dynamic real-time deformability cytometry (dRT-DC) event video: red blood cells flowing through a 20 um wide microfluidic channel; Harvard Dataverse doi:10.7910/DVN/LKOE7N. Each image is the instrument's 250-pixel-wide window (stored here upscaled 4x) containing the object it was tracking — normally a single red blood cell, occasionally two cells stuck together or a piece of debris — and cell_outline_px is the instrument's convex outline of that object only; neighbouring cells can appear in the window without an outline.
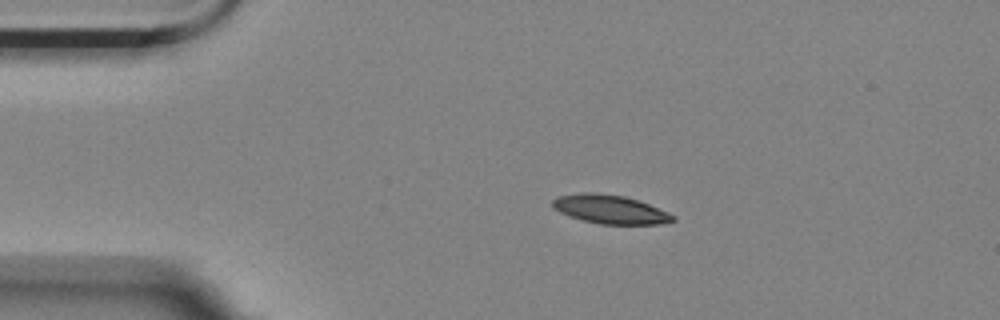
{"species": "Egyptian fruit bat (a non-hibernating species)", "species_latin": "Rousettus aegyptiacus", "temperature_condition": "room temperature", "stored_images_in_passage": 10, "camera_frame_rate_fps": 3000, "um_per_image_px": 0.085, "animal": {"sex": "female"}, "frame": {"image": 1, "passage_image": 2, "time_ms": 0.333, "image_size_px": [1000, 320], "cell_outline_px": [[676, 220], [664, 224], [600, 224], [584, 220], [560, 212], [552, 208], [552, 200], [556, 196], [580, 192], [592, 192], [624, 196], [640, 200], [668, 212], [676, 216]], "centroid_in_image_um": [51.88, 17.78], "position_along_channel_um": 33.1, "area_um2": 20.29}}
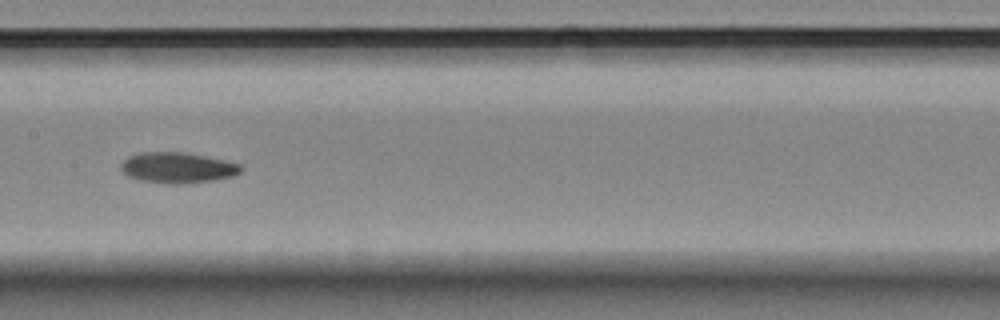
{"frame": {"image": 2, "passage_image": 7, "time_ms": 2.0, "image_size_px": [1000, 320], "cell_outline_px": [[244, 168], [240, 172], [232, 176], [212, 180], [184, 184], [168, 184], [144, 180], [128, 176], [120, 168], [120, 164], [128, 156], [140, 152], [184, 152], [224, 160], [240, 164]], "centroid_in_image_um": [15.09, 14.25], "position_along_channel_um": 192.3, "area_um2": 21.33}}
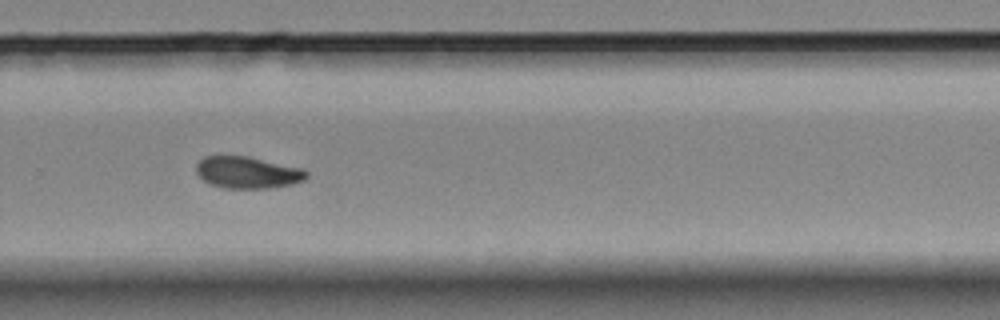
{"frame": {"image": 3, "passage_image": 10, "time_ms": 3.0, "image_size_px": [1000, 320], "cell_outline_px": [[308, 176], [304, 180], [292, 184], [268, 188], [224, 188], [212, 184], [204, 180], [196, 172], [196, 164], [204, 156], [248, 156], [304, 168], [308, 172]], "centroid_in_image_um": [21.07, 14.65], "position_along_channel_um": 308.7, "area_um2": 20.46}}